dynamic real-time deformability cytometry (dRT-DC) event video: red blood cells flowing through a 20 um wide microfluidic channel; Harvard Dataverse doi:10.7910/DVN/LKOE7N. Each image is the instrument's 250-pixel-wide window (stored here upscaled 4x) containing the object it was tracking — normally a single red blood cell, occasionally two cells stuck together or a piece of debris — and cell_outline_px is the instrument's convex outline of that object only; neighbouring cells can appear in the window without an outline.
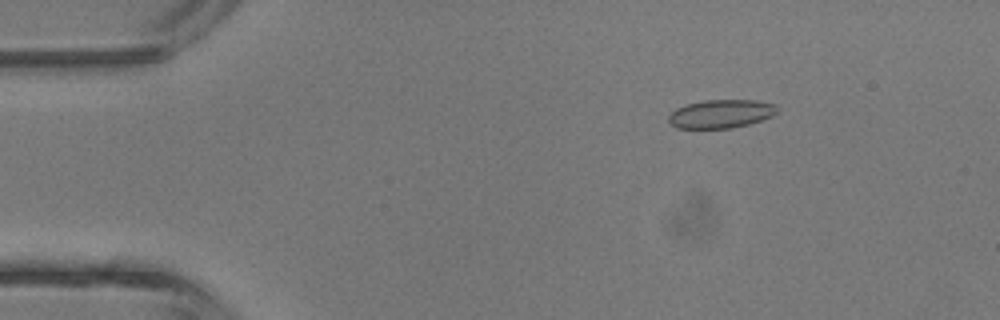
{"species": "common noctule bat (a hibernating species)", "species_latin": "Nyctalus noctula", "temperature_condition": "room temperature", "stored_images_in_passage": 44, "camera_frame_rate_fps": 3000, "um_per_image_px": 0.085, "animal": {"sex": "male", "body_mass_g": 13.3}, "frame": {"image": 1, "passage_image": 7, "time_ms": 2.0, "image_size_px": [1000, 320], "cell_outline_px": [[780, 108], [772, 116], [748, 124], [732, 128], [676, 128], [668, 120], [668, 116], [676, 108], [684, 104], [704, 100], [756, 100], [776, 104]], "centroid_in_image_um": [61.29, 9.66], "position_along_channel_um": 23.7, "area_um2": 18.09}}
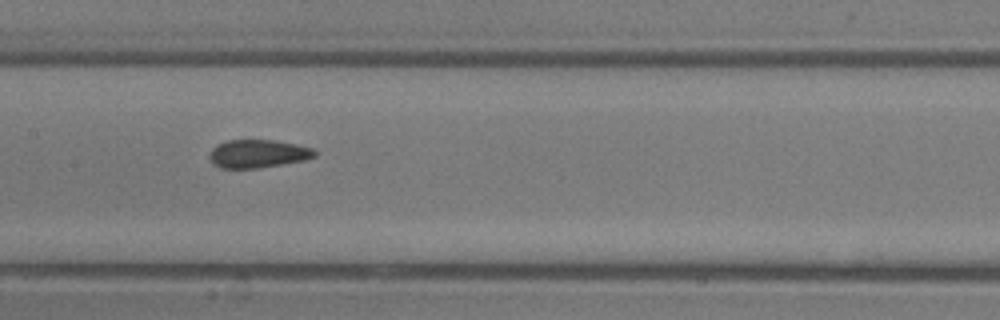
{"frame": {"image": 2, "passage_image": 22, "time_ms": 7.0, "image_size_px": [1000, 320], "cell_outline_px": [[316, 156], [304, 160], [256, 168], [220, 168], [212, 164], [208, 156], [212, 148], [228, 140], [276, 140], [296, 144], [312, 148], [316, 152]], "centroid_in_image_um": [21.9, 13.06], "position_along_channel_um": 185.5, "area_um2": 17.17}}
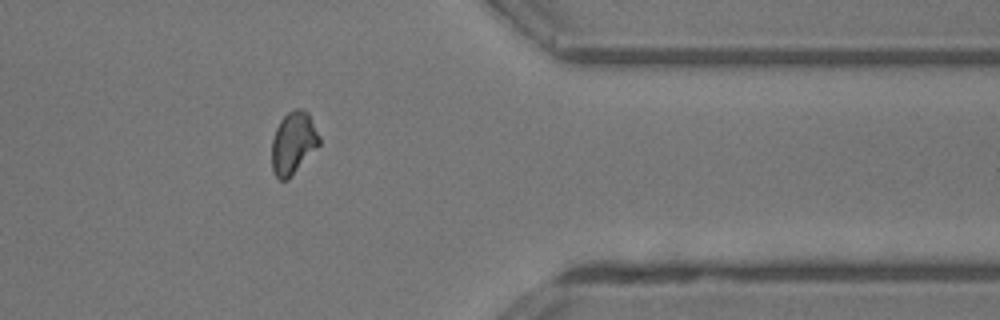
{"frame": {"image": 3, "passage_image": 36, "time_ms": 11.667, "image_size_px": [1000, 320], "cell_outline_px": [[320, 144], [288, 180], [280, 180], [272, 172], [272, 140], [276, 128], [280, 120], [292, 108], [300, 108], [308, 112], [320, 136]], "centroid_in_image_um": [24.93, 12.14], "position_along_channel_um": 386.5, "area_um2": 17.34}, "authors_computed_cell_mechanics": {"area_um2": 17.4845, "velocity_mm_per_s": 4.688, "shape_relaxation_time_tau1_ms": null, "shape_relaxation_time_tau2_ms": 1.4097, "deformation_change_tau1": null, "deformation_change_tau2": 0.071}}